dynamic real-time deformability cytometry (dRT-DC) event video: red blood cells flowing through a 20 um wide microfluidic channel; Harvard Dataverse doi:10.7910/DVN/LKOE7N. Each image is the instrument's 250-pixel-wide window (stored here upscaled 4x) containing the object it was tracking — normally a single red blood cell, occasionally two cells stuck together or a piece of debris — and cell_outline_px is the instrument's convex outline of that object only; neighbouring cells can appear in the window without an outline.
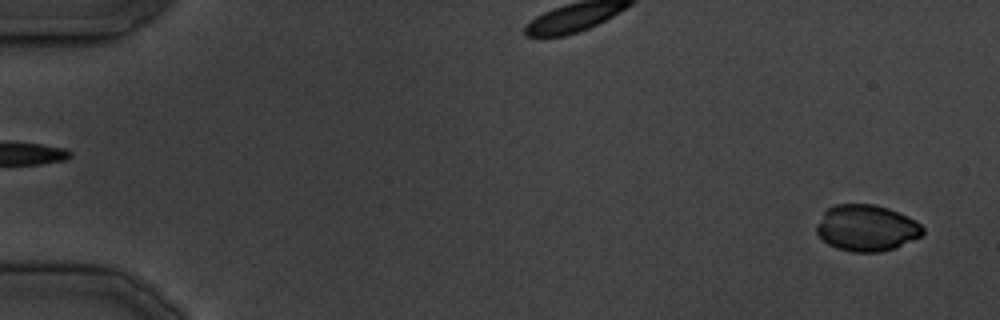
{"species": "common noctule bat (a hibernating species)", "species_latin": "Nyctalus noctula", "temperature_condition": "cold", "stored_images_in_passage": 28, "camera_frame_rate_fps": 3000, "um_per_image_px": 0.085, "animal": {"sex": "male", "body_mass_g": 19.5, "forearm_length_mm": 54.6}, "frame": {"image": 1, "passage_image": 1, "time_ms": 0.0, "image_size_px": [1000, 320], "cell_outline_px": [[924, 232], [920, 236], [896, 248], [880, 252], [852, 252], [836, 248], [828, 244], [816, 232], [816, 224], [824, 212], [828, 208], [836, 204], [876, 204], [888, 208], [908, 216], [916, 220], [924, 228]], "centroid_in_image_um": [73.66, 19.38], "position_along_channel_um": 11.3, "area_um2": 28.78}}
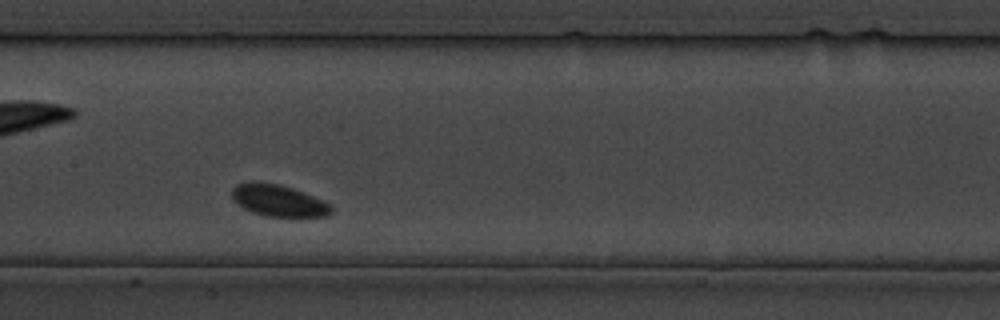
{"frame": {"image": 2, "passage_image": 13, "time_ms": 15.0, "image_size_px": [1000, 320], "cell_outline_px": [[332, 212], [324, 216], [264, 216], [252, 212], [236, 204], [232, 200], [232, 188], [236, 184], [244, 180], [260, 180], [280, 184], [292, 188], [332, 204]], "centroid_in_image_um": [23.58, 17.0], "position_along_channel_um": 183.8, "area_um2": 18.67}}